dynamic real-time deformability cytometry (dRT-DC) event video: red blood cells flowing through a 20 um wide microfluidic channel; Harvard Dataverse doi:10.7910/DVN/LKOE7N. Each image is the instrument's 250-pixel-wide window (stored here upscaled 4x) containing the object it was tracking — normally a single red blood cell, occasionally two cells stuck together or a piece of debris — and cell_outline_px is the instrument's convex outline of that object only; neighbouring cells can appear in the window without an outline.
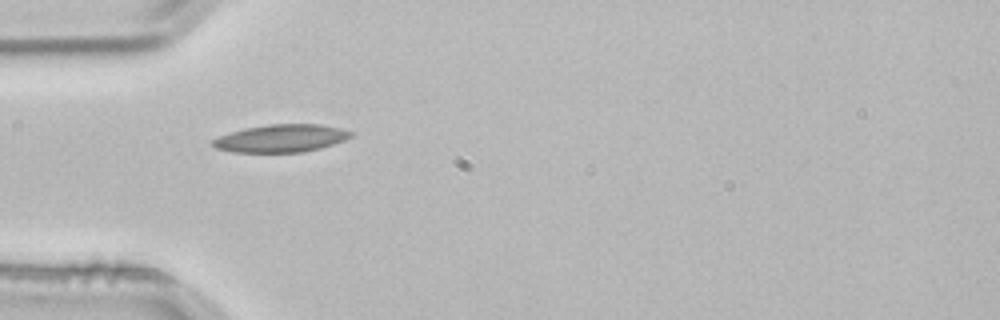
{"species": "common noctule bat (a hibernating species)", "species_latin": "Nyctalus noctula", "temperature_condition": "room temperature", "stored_images_in_passage": 3, "camera_frame_rate_fps": 3000, "um_per_image_px": 0.085, "animal": {"sex": "male", "body_mass_g": 21.5, "forearm_length_mm": 52.0}, "frame": {"image": 1, "passage_image": 3, "time_ms": 0.667, "image_size_px": [1000, 320], "cell_outline_px": [[356, 132], [352, 136], [344, 140], [320, 148], [304, 152], [232, 152], [216, 148], [208, 144], [212, 140], [220, 136], [244, 128], [268, 124], [320, 124], [340, 128]], "centroid_in_image_um": [23.89, 11.75], "position_along_channel_um": 61.1, "area_um2": 22.37}}